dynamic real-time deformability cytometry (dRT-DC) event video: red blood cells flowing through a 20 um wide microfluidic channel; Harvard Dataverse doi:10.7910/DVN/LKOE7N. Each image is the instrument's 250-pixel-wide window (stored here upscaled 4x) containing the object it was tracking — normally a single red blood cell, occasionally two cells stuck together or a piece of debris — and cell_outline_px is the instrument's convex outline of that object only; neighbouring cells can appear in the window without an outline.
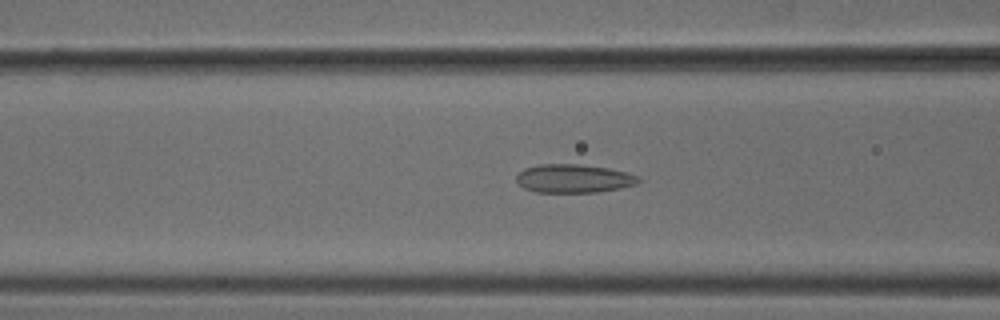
{"species": "common noctule bat (a hibernating species)", "species_latin": "Nyctalus noctula", "temperature_condition": "cold", "stored_images_in_passage": 45, "camera_frame_rate_fps": 3000, "um_per_image_px": 0.085, "animal": {"sex": "male", "body_mass_g": 18.8}, "frame": {"image": 1, "passage_image": 21, "time_ms": 6.667, "image_size_px": [1000, 320], "cell_outline_px": [[644, 180], [636, 184], [620, 188], [596, 192], [536, 192], [524, 188], [516, 180], [516, 176], [524, 168], [540, 164], [580, 164], [608, 168], [628, 172], [640, 176]], "centroid_in_image_um": [48.81, 15.17], "position_along_channel_um": 117.8, "area_um2": 20.4}}
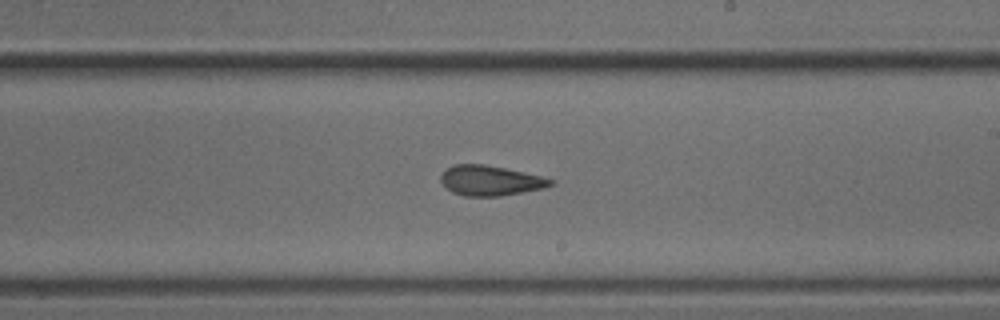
{"frame": {"image": 2, "passage_image": 31, "time_ms": 10.0, "image_size_px": [1000, 320], "cell_outline_px": [[556, 184], [544, 188], [500, 196], [464, 196], [452, 192], [440, 180], [440, 176], [452, 164], [484, 164], [524, 172], [540, 176], [552, 180]], "centroid_in_image_um": [41.68, 15.35], "position_along_channel_um": 247.3, "area_um2": 19.07}}
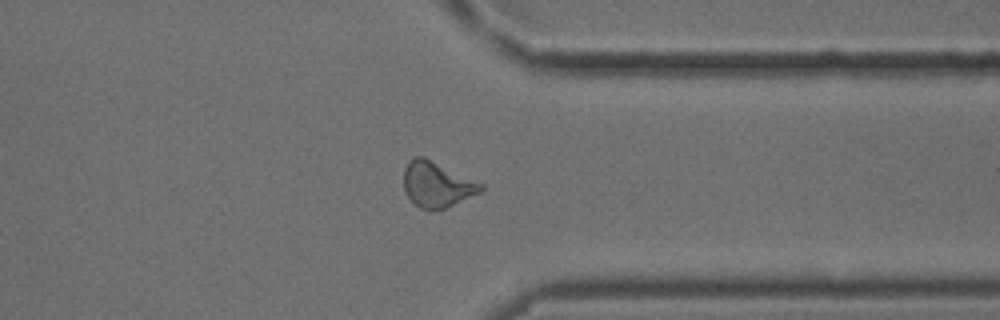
{"frame": {"image": 3, "passage_image": 41, "time_ms": 13.333, "image_size_px": [1000, 320], "cell_outline_px": [[484, 188], [480, 192], [444, 208], [432, 212], [428, 212], [420, 208], [404, 192], [404, 168], [408, 160], [416, 156], [424, 156], [484, 184]], "centroid_in_image_um": [37.11, 15.67], "position_along_channel_um": 374.3, "area_um2": 20.52}}